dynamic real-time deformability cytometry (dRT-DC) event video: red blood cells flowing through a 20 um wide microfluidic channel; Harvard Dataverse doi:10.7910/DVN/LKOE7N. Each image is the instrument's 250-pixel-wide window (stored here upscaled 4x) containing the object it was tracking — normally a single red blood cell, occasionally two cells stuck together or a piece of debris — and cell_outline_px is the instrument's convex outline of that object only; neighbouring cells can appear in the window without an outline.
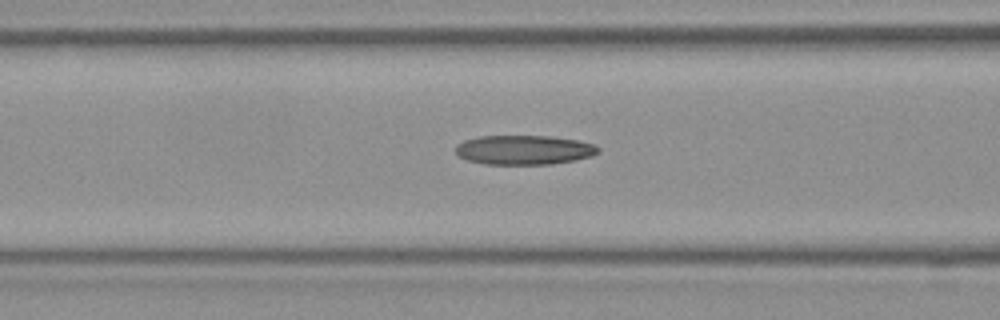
{"species": "Egyptian fruit bat (a non-hibernating species)", "species_latin": "Rousettus aegyptiacus", "temperature_condition": "room temperature", "stored_images_in_passage": 15, "camera_frame_rate_fps": 3000, "um_per_image_px": 0.085, "frame": {"image": 1, "passage_image": 13, "time_ms": 4.0, "image_size_px": [1000, 320], "cell_outline_px": [[600, 152], [592, 156], [576, 160], [552, 164], [484, 164], [468, 160], [456, 156], [456, 144], [464, 140], [480, 136], [552, 136], [580, 140], [596, 144], [600, 148]], "centroid_in_image_um": [44.58, 12.74], "position_along_channel_um": 122.0, "area_um2": 24.8}}